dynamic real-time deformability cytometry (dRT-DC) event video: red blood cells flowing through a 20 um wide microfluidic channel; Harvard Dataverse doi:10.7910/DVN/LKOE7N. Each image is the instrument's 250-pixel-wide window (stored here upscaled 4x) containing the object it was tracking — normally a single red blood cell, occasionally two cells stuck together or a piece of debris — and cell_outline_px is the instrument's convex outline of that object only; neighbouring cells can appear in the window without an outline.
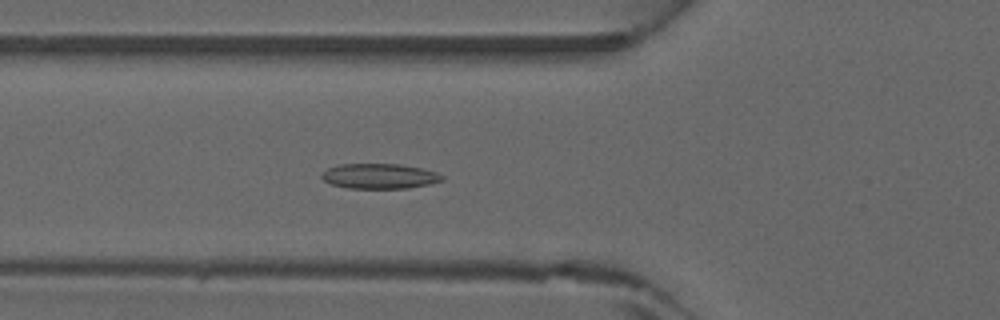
{"species": "common noctule bat (a hibernating species)", "species_latin": "Nyctalus noctula", "temperature_condition": "warm", "stored_images_in_passage": 42, "camera_frame_rate_fps": 3000, "um_per_image_px": 0.085, "animal": {"sex": "male", "forearm_length_mm": 52.5}, "frame": {"image": 1, "passage_image": 13, "time_ms": 4.0, "image_size_px": [1000, 320], "cell_outline_px": [[444, 180], [428, 184], [408, 188], [348, 188], [332, 184], [324, 180], [320, 176], [320, 172], [328, 168], [340, 164], [400, 164], [420, 168], [436, 172], [444, 176]], "centroid_in_image_um": [32.23, 14.97], "position_along_channel_um": 93.6, "area_um2": 17.57}}
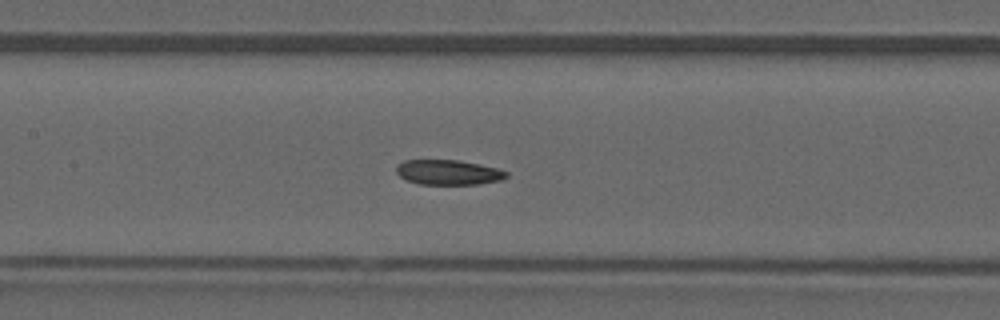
{"frame": {"image": 2, "passage_image": 18, "time_ms": 5.667, "image_size_px": [1000, 320], "cell_outline_px": [[508, 176], [500, 180], [480, 184], [420, 184], [408, 180], [400, 176], [396, 172], [396, 168], [404, 160], [460, 160], [480, 164], [496, 168], [508, 172]], "centroid_in_image_um": [38.13, 14.64], "position_along_channel_um": 169.3, "area_um2": 15.9}}
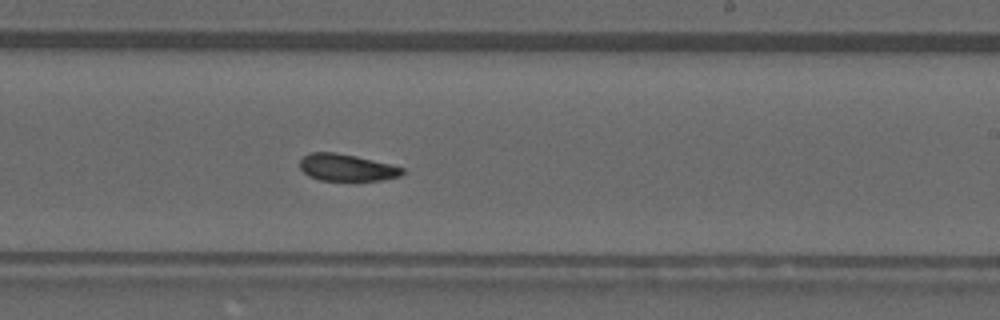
{"frame": {"image": 3, "passage_image": 24, "time_ms": 7.667, "image_size_px": [1000, 320], "cell_outline_px": [[404, 172], [400, 176], [380, 180], [320, 180], [308, 176], [300, 168], [300, 160], [308, 152], [336, 152], [356, 156], [404, 168]], "centroid_in_image_um": [29.43, 14.23], "position_along_channel_um": 259.6, "area_um2": 15.95}}